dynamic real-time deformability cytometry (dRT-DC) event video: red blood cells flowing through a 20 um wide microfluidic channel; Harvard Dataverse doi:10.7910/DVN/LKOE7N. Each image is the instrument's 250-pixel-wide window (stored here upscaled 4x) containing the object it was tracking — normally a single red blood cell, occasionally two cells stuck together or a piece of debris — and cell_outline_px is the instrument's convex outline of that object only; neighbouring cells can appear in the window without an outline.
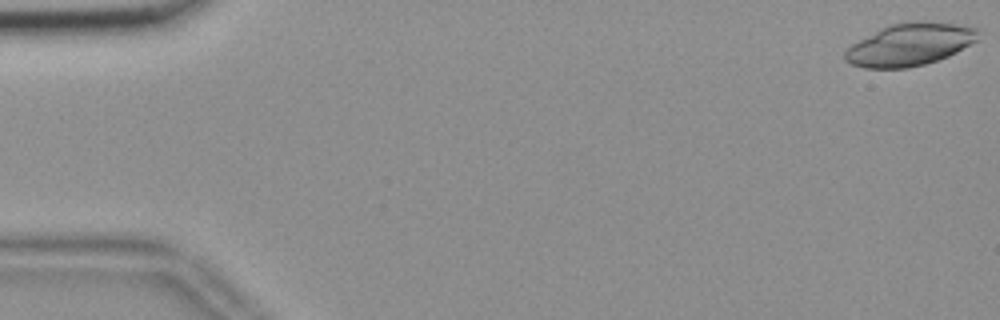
{"species": "common noctule bat (a hibernating species)", "species_latin": "Nyctalus noctula", "temperature_condition": "room temperature", "stored_images_in_passage": 55, "camera_frame_rate_fps": 3000, "um_per_image_px": 0.085, "animal": {"sex": "female", "body_mass_g": 18.4}, "frame": {"image": 1, "passage_image": 1, "time_ms": 0.0, "image_size_px": [1000, 320], "cell_outline_px": [[976, 40], [956, 52], [948, 56], [924, 64], [908, 68], [864, 68], [852, 64], [844, 60], [844, 52], [852, 44], [880, 28], [892, 24], [908, 20], [912, 20], [956, 24], [976, 28]], "centroid_in_image_um": [77.28, 3.78], "position_along_channel_um": 7.7, "area_um2": 32.54}}